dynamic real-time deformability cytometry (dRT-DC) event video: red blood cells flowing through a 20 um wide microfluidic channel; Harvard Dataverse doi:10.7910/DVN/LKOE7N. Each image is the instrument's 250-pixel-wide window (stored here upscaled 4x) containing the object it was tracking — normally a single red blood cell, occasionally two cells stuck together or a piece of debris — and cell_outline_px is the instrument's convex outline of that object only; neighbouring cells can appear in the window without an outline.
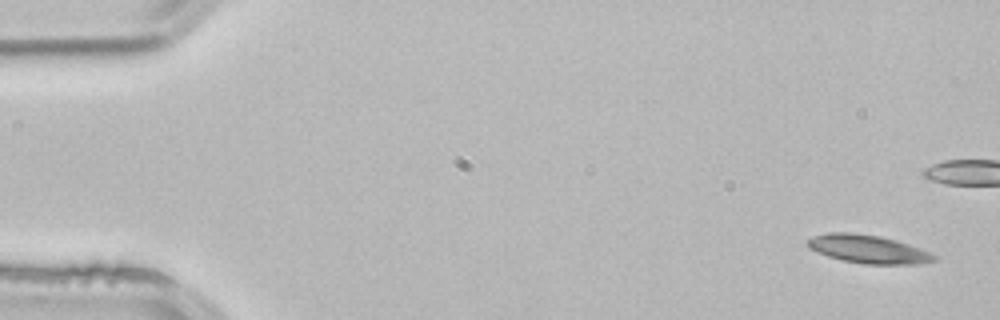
{"species": "common noctule bat (a hibernating species)", "species_latin": "Nyctalus noctula", "temperature_condition": "room temperature", "stored_images_in_passage": 3, "segment_of_instrument_passage": [2, 2], "camera_frame_rate_fps": 3000, "um_per_image_px": 0.085, "animal": {"sex": "male", "body_mass_g": 21.5, "forearm_length_mm": 52.0}, "frame": {"image": 1, "passage_image": 3, "time_ms": 0.667, "image_size_px": [1000, 320], "cell_outline_px": [[936, 260], [920, 264], [864, 264], [844, 260], [828, 256], [816, 252], [808, 248], [808, 240], [812, 236], [828, 232], [852, 232], [880, 236], [896, 240], [920, 248], [936, 256]], "centroid_in_image_um": [73.77, 21.17], "position_along_channel_um": 11.2, "area_um2": 20.81}}